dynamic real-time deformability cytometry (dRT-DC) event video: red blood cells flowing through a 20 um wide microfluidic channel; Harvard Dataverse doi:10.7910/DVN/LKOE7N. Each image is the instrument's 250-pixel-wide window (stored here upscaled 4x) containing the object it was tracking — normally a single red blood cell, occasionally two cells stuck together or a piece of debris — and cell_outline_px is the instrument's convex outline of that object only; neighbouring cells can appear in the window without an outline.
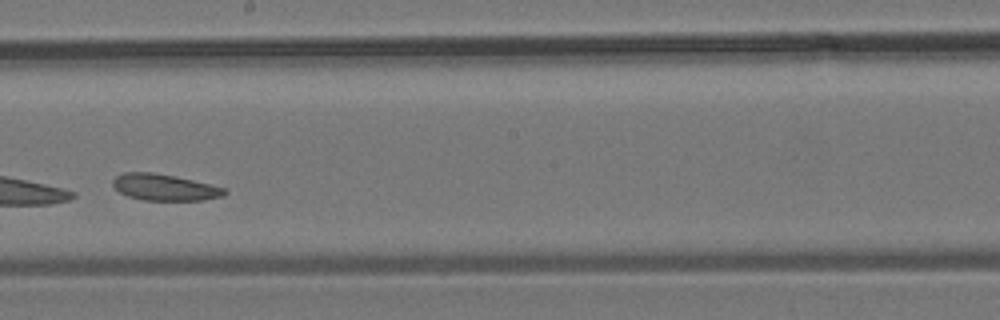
{"species": "common noctule bat (a hibernating species)", "species_latin": "Nyctalus noctula", "temperature_condition": "room temperature", "stored_images_in_passage": 27, "camera_frame_rate_fps": 3000, "um_per_image_px": 0.085, "animal": {"sex": "male", "body_mass_g": 19.2, "forearm_length_mm": 51.8}, "frame": {"image": 1, "passage_image": 12, "time_ms": 3.667, "image_size_px": [1000, 320], "cell_outline_px": [[228, 192], [224, 196], [204, 200], [144, 200], [128, 196], [120, 192], [112, 184], [112, 180], [116, 176], [124, 172], [152, 172], [212, 184], [224, 188]], "centroid_in_image_um": [14.0, 15.92], "position_along_channel_um": 234.2, "area_um2": 17.11}}